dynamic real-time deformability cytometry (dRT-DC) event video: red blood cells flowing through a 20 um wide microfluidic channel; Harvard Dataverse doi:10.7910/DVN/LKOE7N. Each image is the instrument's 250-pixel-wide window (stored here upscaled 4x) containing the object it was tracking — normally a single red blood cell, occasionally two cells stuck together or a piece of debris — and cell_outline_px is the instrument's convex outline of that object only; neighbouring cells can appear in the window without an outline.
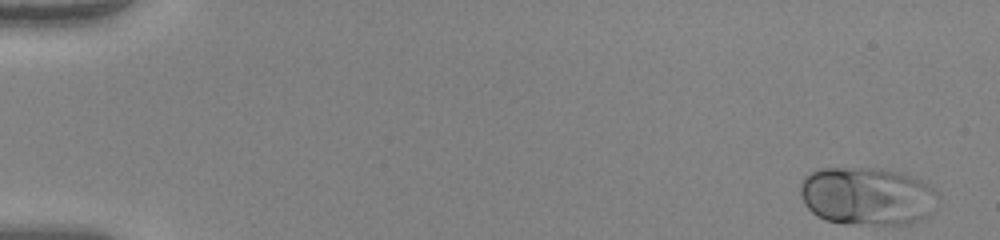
{"species": "human", "species_latin": "Homo sapiens", "temperature_condition": "warm", "stored_images_in_passage": 49, "camera_frame_rate_fps": 3000, "um_per_image_px": 0.085, "donor": {"sex": "female"}, "frame": {"image": 1, "passage_image": 1, "time_ms": 0.0, "image_size_px": [1000, 240], "cell_outline_px": [[936, 192], [928, 212], [920, 220], [908, 224], [844, 224], [824, 220], [816, 216], [804, 204], [800, 192], [800, 184], [804, 176], [820, 168], [880, 168], [900, 172], [916, 176], [924, 180]], "centroid_in_image_um": [73.63, 16.66], "position_along_channel_um": 11.4, "area_um2": 46.59}}
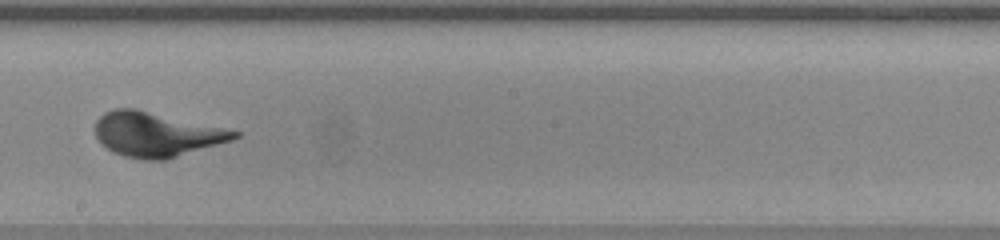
{"frame": {"image": 2, "passage_image": 29, "time_ms": 9.333, "image_size_px": [1000, 240], "cell_outline_px": [[240, 136], [232, 140], [168, 160], [144, 160], [124, 156], [112, 152], [96, 136], [96, 120], [104, 112], [112, 108], [136, 108], [224, 128], [240, 132]], "centroid_in_image_um": [13.29, 11.42], "position_along_channel_um": 234.9, "area_um2": 36.07}}
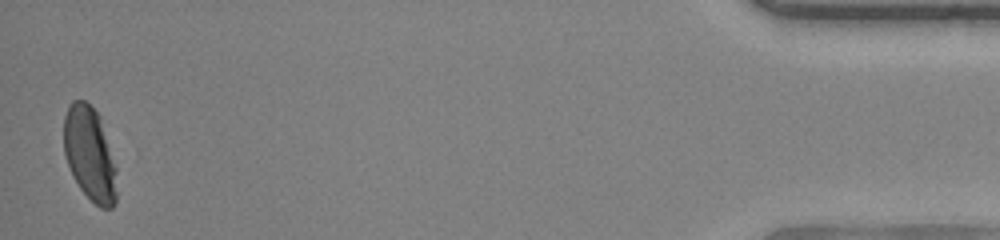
{"frame": {"image": 3, "passage_image": 49, "time_ms": 16.0, "image_size_px": [1000, 240], "cell_outline_px": [[116, 204], [112, 208], [100, 208], [80, 188], [72, 176], [64, 152], [64, 116], [72, 100], [84, 100], [100, 116], [116, 168]], "centroid_in_image_um": [7.63, 13.1], "position_along_channel_um": 427.6, "area_um2": 28.78}}